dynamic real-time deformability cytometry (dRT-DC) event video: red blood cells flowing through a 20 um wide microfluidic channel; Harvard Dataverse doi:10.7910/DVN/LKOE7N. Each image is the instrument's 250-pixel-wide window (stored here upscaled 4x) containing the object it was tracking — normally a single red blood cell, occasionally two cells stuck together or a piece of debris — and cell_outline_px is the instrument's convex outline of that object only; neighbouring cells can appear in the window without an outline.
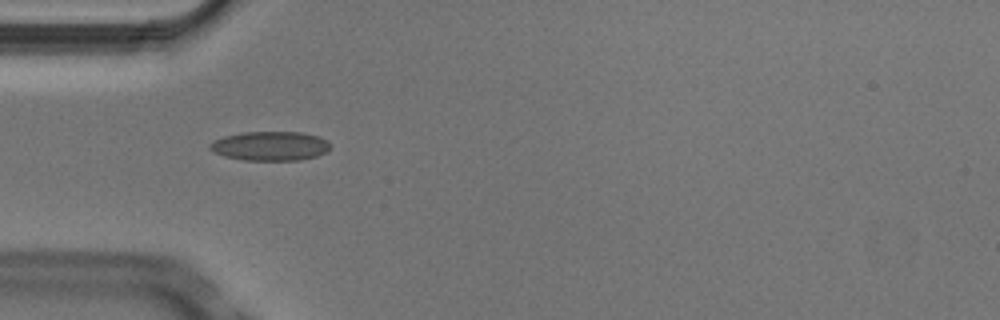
{"species": "Egyptian fruit bat (a non-hibernating species)", "species_latin": "Rousettus aegyptiacus", "temperature_condition": "cold", "stored_images_in_passage": 5, "camera_frame_rate_fps": 3000, "um_per_image_px": 0.085, "animal": {"sex": "male"}, "frame": {"image": 1, "passage_image": 4, "time_ms": 1.0, "image_size_px": [1000, 320], "cell_outline_px": [[332, 148], [316, 156], [300, 160], [244, 160], [224, 156], [212, 152], [208, 148], [208, 144], [212, 140], [224, 136], [244, 132], [300, 132], [320, 136], [328, 140], [332, 144]], "centroid_in_image_um": [22.96, 12.4], "position_along_channel_um": 62.0, "area_um2": 20.81}}